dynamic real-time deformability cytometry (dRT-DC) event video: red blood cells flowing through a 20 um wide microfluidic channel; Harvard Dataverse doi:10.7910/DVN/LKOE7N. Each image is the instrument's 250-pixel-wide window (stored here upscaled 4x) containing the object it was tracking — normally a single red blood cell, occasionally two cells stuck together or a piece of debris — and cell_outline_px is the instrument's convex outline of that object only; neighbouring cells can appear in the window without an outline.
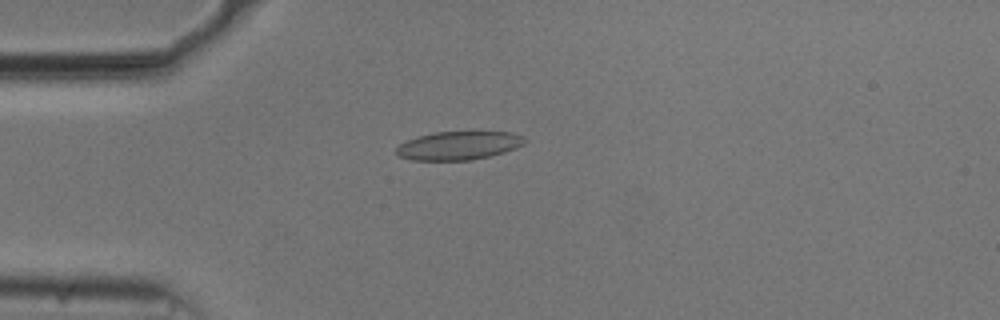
{"species": "common noctule bat (a hibernating species)", "species_latin": "Nyctalus noctula", "temperature_condition": "cold", "stored_images_in_passage": 46, "camera_frame_rate_fps": 3000, "um_per_image_px": 0.085, "animal": {"sex": "male", "body_mass_g": 20.5, "forearm_length_mm": 52.5}, "frame": {"image": 1, "passage_image": 6, "time_ms": 1.667, "image_size_px": [1000, 320], "cell_outline_px": [[528, 140], [524, 144], [516, 148], [504, 152], [472, 160], [412, 160], [400, 156], [396, 152], [396, 148], [400, 144], [416, 136], [436, 132], [472, 128], [512, 132], [524, 136]], "centroid_in_image_um": [39.08, 12.3], "position_along_channel_um": 45.9, "area_um2": 22.37}}
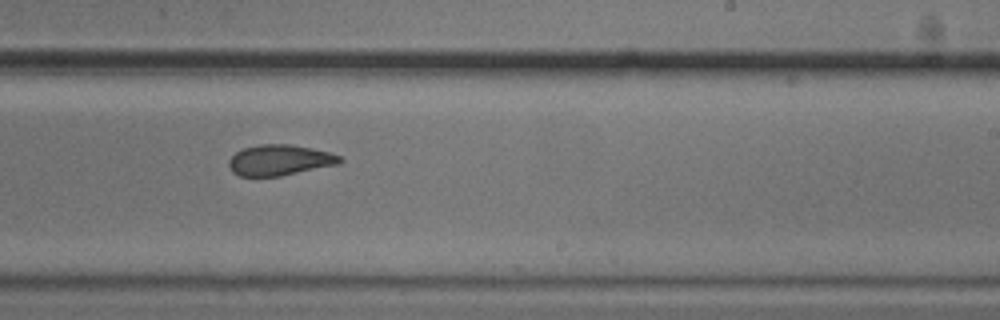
{"frame": {"image": 2, "passage_image": 25, "time_ms": 8.0, "image_size_px": [1000, 320], "cell_outline_px": [[344, 160], [340, 164], [280, 176], [240, 176], [232, 172], [228, 164], [228, 160], [236, 152], [244, 148], [260, 144], [288, 144], [312, 148], [328, 152], [340, 156]], "centroid_in_image_um": [23.78, 13.61], "position_along_channel_um": 265.2, "area_um2": 19.88}}
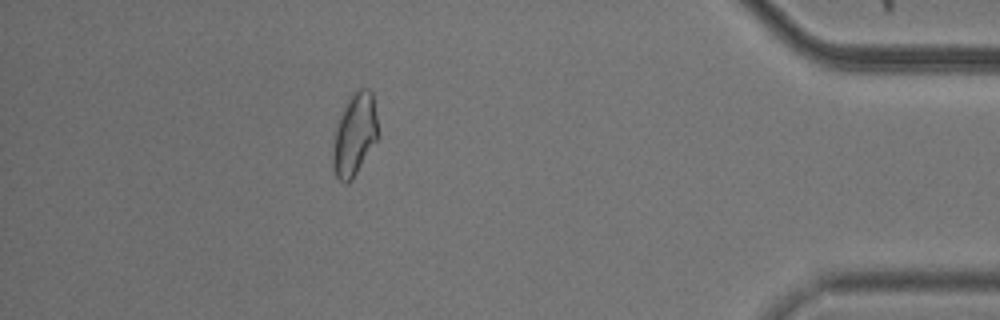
{"frame": {"image": 3, "passage_image": 40, "time_ms": 13.0, "image_size_px": [1000, 320], "cell_outline_px": [[380, 136], [352, 180], [348, 184], [344, 184], [336, 176], [332, 168], [332, 152], [336, 128], [340, 116], [352, 92], [360, 88], [368, 88], [372, 92], [380, 132]], "centroid_in_image_um": [30.17, 11.46], "position_along_channel_um": 405.0, "area_um2": 21.96}, "authors_computed_cell_mechanics": {"area_um2": 20.8658, "velocity_mm_per_s": 3.7107, "shape_relaxation_time_tau1_ms": 5.6864, "shape_relaxation_time_tau2_ms": 1.9287, "deformation_change_tau1": 0.1137, "deformation_change_tau2": 0.0734}}